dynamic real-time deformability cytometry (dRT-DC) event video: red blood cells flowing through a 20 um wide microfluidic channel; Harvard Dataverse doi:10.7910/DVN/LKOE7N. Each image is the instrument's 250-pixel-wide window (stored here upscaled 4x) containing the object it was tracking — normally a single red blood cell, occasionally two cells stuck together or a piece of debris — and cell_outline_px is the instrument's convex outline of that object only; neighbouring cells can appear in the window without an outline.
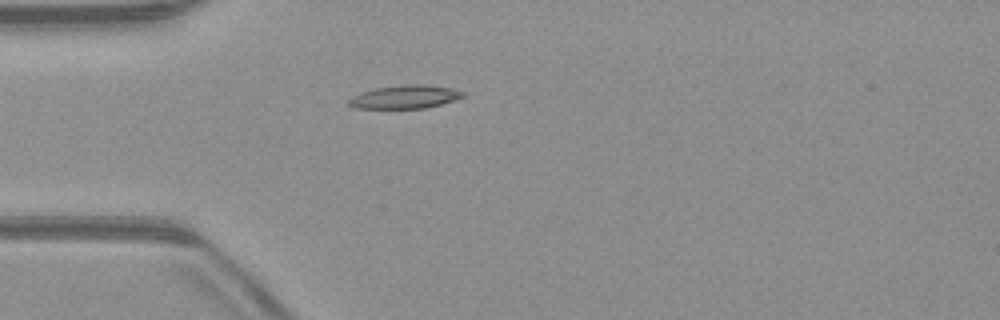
{"species": "common noctule bat (a hibernating species)", "species_latin": "Nyctalus noctula", "temperature_condition": "warm", "stored_images_in_passage": 52, "camera_frame_rate_fps": 3000, "um_per_image_px": 0.085, "animal": {"sex": "male", "body_mass_g": 23.1, "forearm_length_mm": 52.7}, "frame": {"image": 1, "passage_image": 15, "time_ms": 4.667, "image_size_px": [1000, 320], "cell_outline_px": [[464, 96], [440, 104], [424, 108], [356, 108], [348, 104], [348, 100], [352, 96], [360, 92], [376, 88], [404, 84], [424, 84], [452, 88], [464, 92]], "centroid_in_image_um": [34.39, 8.22], "position_along_channel_um": 50.6, "area_um2": 15.37}}
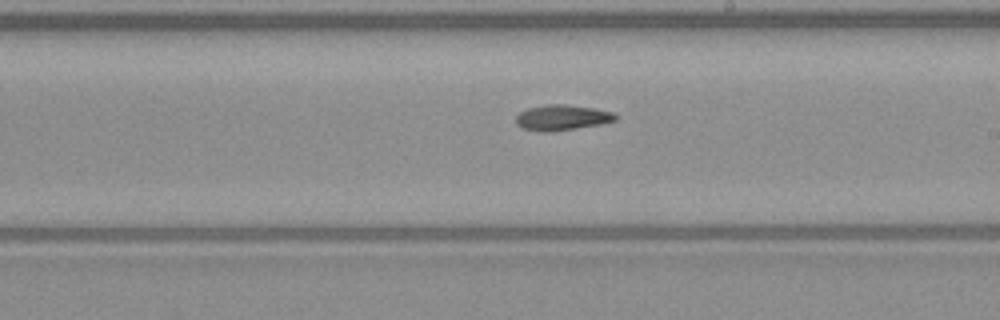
{"frame": {"image": 2, "passage_image": 30, "time_ms": 9.667, "image_size_px": [1000, 320], "cell_outline_px": [[616, 120], [600, 124], [576, 128], [548, 132], [540, 132], [524, 128], [516, 124], [516, 116], [520, 112], [528, 108], [548, 104], [564, 104], [592, 108], [612, 112], [616, 116]], "centroid_in_image_um": [47.73, 9.99], "position_along_channel_um": 241.3, "area_um2": 14.57}}
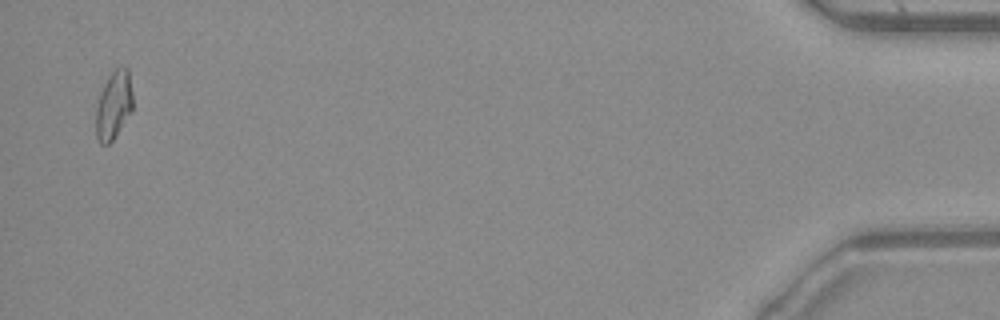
{"frame": {"image": 3, "passage_image": 51, "time_ms": 16.667, "image_size_px": [1000, 320], "cell_outline_px": [[132, 112], [112, 140], [108, 144], [100, 144], [96, 136], [96, 108], [100, 92], [108, 76], [116, 68], [124, 64], [128, 68], [132, 92]], "centroid_in_image_um": [9.67, 8.91], "position_along_channel_um": 425.5, "area_um2": 14.74}, "authors_computed_cell_mechanics": {"area_um2": 14.6812, "velocity_mm_per_s": 3.9894, "shape_relaxation_time_tau1_ms": 6.1956, "shape_relaxation_time_tau2_ms": null, "deformation_change_tau1": 0.2007, "deformation_change_tau2": null}}